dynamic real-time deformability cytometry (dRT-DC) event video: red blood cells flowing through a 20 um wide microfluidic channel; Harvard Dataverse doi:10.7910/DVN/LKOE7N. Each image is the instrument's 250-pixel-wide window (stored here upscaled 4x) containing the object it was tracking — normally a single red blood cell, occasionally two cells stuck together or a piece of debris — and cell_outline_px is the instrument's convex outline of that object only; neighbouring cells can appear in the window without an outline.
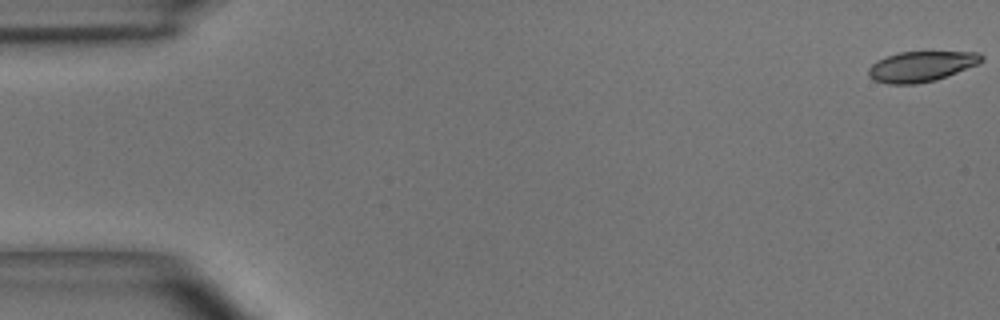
{"species": "common noctule bat (a hibernating species)", "species_latin": "Nyctalus noctula", "temperature_condition": "room temperature", "stored_images_in_passage": 49, "camera_frame_rate_fps": 3000, "um_per_image_px": 0.085, "animal": {"sex": "male", "body_mass_g": 15.6}, "frame": {"image": 1, "passage_image": 1, "time_ms": 0.0, "image_size_px": [1000, 320], "cell_outline_px": [[984, 60], [976, 64], [936, 80], [916, 84], [888, 84], [876, 80], [868, 76], [868, 68], [876, 60], [900, 52], [980, 52], [984, 56]], "centroid_in_image_um": [78.29, 5.64], "position_along_channel_um": 6.7, "area_um2": 19.83}}
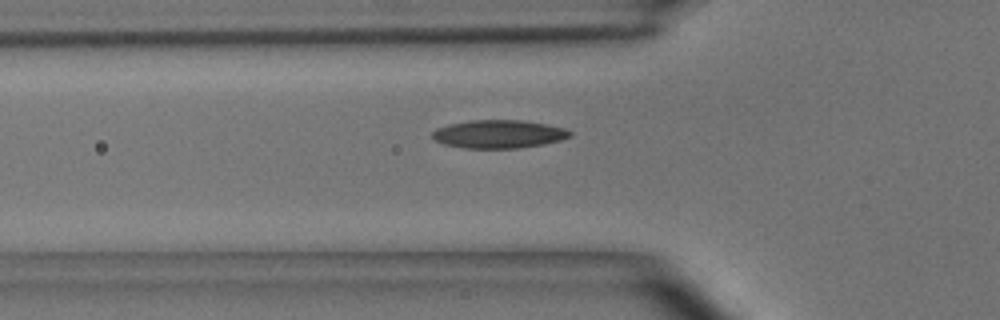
{"frame": {"image": 2, "passage_image": 17, "time_ms": 5.333, "image_size_px": [1000, 320], "cell_outline_px": [[572, 136], [560, 140], [544, 144], [520, 148], [464, 148], [444, 144], [436, 140], [432, 136], [432, 132], [436, 128], [448, 124], [472, 120], [520, 120], [544, 124], [564, 128], [572, 132]], "centroid_in_image_um": [42.38, 11.4], "position_along_channel_um": 83.4, "area_um2": 22.54}}
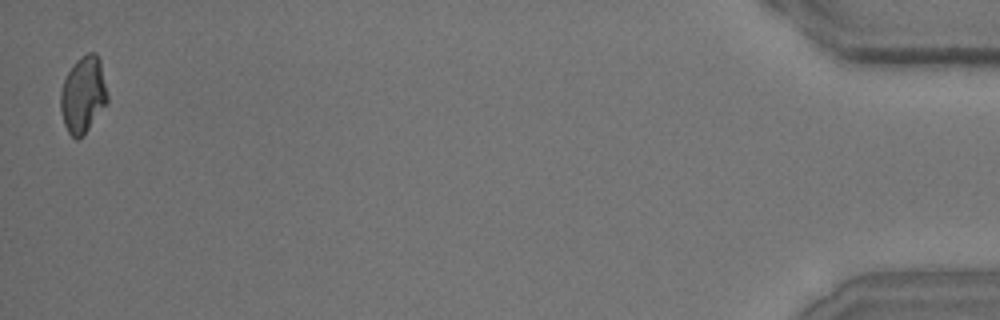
{"frame": {"image": 3, "passage_image": 49, "time_ms": 16.0, "image_size_px": [1000, 320], "cell_outline_px": [[108, 100], [88, 128], [76, 140], [68, 132], [64, 124], [60, 108], [60, 92], [64, 80], [68, 72], [76, 60], [88, 52], [96, 52], [100, 60], [108, 96]], "centroid_in_image_um": [7.05, 8.01], "position_along_channel_um": 428.2, "area_um2": 20.52}, "authors_computed_cell_mechanics": {"area_um2": 21.4438, "velocity_mm_per_s": 4.0612, "shape_relaxation_time_tau1_ms": 3.3217, "shape_relaxation_time_tau2_ms": 2.0024, "deformation_change_tau1": 0.1264, "deformation_change_tau2": 0.0742}}